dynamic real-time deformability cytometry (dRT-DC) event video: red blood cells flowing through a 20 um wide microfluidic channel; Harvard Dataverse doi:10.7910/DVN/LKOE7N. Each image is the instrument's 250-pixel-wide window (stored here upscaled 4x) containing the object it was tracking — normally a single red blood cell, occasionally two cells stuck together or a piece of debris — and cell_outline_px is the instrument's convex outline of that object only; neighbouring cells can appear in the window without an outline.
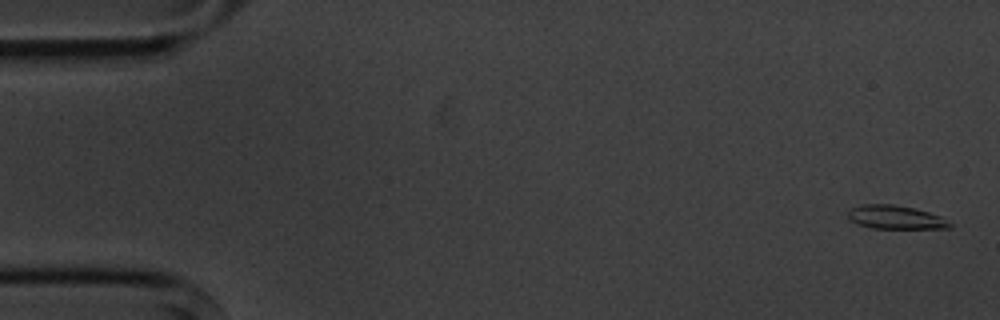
{"species": "common noctule bat (a hibernating species)", "species_latin": "Nyctalus noctula", "temperature_condition": "cold", "stored_images_in_passage": 5, "camera_frame_rate_fps": 3000, "um_per_image_px": 0.085, "animal": {"sex": "male", "body_mass_g": 20.1, "forearm_length_mm": 53.5}, "frame": {"image": 1, "passage_image": 1, "time_ms": 0.0, "image_size_px": [1000, 320], "cell_outline_px": [[952, 228], [872, 228], [856, 224], [848, 220], [848, 212], [852, 208], [864, 204], [892, 204], [912, 208], [928, 212], [940, 216], [952, 224]], "centroid_in_image_um": [76.08, 18.47], "position_along_channel_um": 8.9, "area_um2": 13.87}}
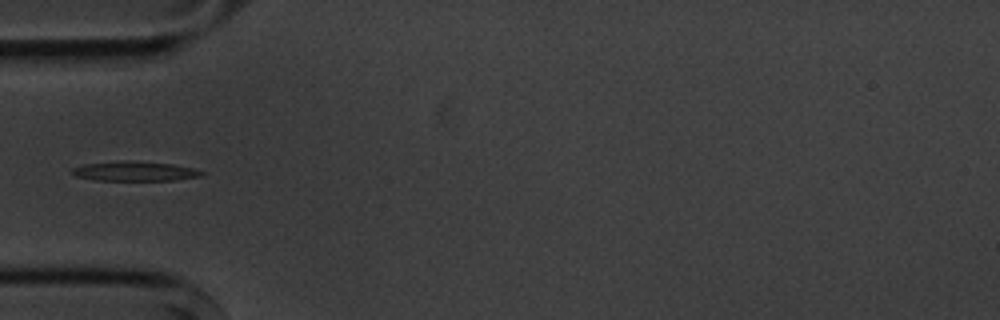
{"frame": {"image": 2, "passage_image": 5, "time_ms": 5.333, "image_size_px": [1000, 320], "cell_outline_px": [[204, 172], [200, 176], [176, 180], [96, 180], [76, 176], [72, 172], [72, 168], [84, 164], [116, 160], [132, 160], [172, 164], [192, 168]], "centroid_in_image_um": [11.42, 14.54], "position_along_channel_um": 73.6, "area_um2": 14.8}}